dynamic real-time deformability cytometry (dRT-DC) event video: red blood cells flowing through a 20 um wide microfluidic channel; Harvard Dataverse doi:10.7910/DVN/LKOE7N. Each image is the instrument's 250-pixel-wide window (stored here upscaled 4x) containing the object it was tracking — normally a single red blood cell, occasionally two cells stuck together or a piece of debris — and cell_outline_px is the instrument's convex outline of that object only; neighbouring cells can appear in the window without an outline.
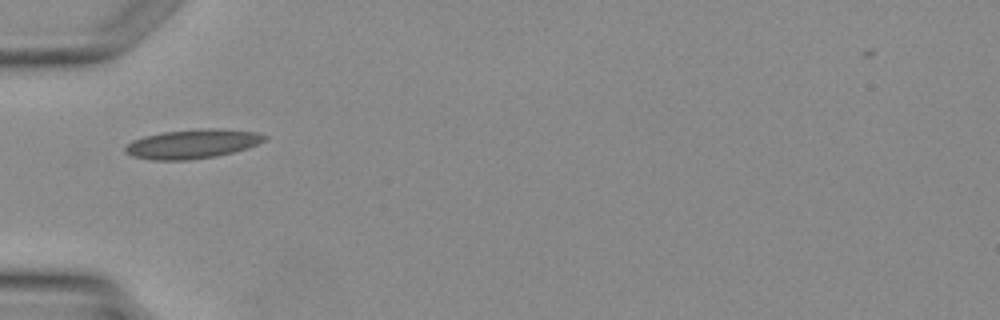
{"species": "Egyptian fruit bat (a non-hibernating species)", "species_latin": "Rousettus aegyptiacus", "temperature_condition": "warm", "stored_images_in_passage": 5, "camera_frame_rate_fps": 3000, "um_per_image_px": 0.085, "animal": {"sex": "female"}, "frame": {"image": 1, "passage_image": 4, "time_ms": 3.667, "image_size_px": [1000, 320], "cell_outline_px": [[268, 136], [264, 140], [248, 148], [216, 156], [188, 160], [152, 160], [132, 156], [124, 152], [124, 144], [132, 140], [144, 136], [164, 132], [200, 128], [220, 128], [256, 132]], "centroid_in_image_um": [16.31, 12.23], "position_along_channel_um": 68.7, "area_um2": 23.81}}
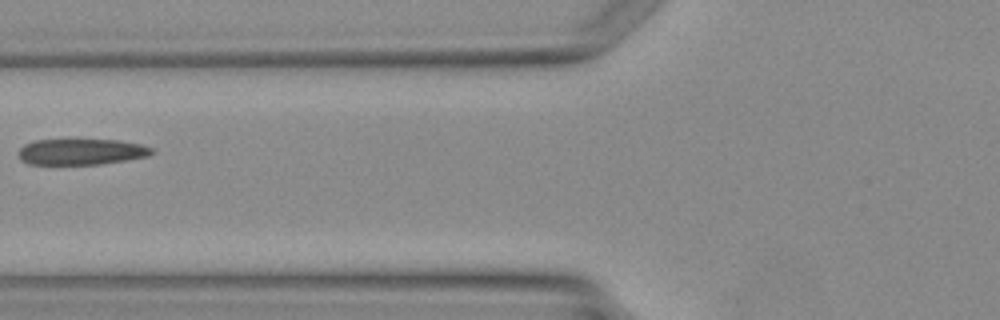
{"frame": {"image": 2, "passage_image": 5, "time_ms": 4.667, "image_size_px": [1000, 320], "cell_outline_px": [[156, 152], [148, 156], [100, 164], [28, 164], [20, 160], [16, 152], [24, 144], [32, 140], [116, 140], [140, 144], [152, 148]], "centroid_in_image_um": [6.85, 12.9], "position_along_channel_um": 118.9, "area_um2": 20.23}}